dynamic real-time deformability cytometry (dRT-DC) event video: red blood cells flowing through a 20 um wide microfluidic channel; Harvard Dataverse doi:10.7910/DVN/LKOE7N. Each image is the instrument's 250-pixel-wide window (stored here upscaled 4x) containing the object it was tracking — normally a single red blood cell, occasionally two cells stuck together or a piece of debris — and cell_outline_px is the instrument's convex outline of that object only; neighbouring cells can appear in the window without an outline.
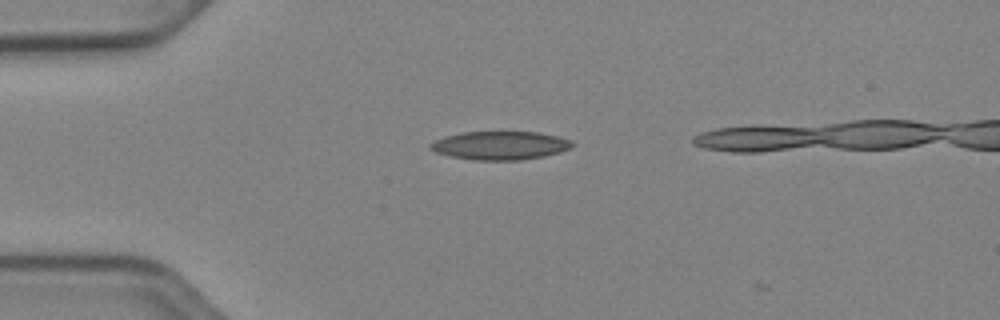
{"species": "Egyptian fruit bat (a non-hibernating species)", "species_latin": "Rousettus aegyptiacus", "temperature_condition": "cold", "stored_images_in_passage": 2, "camera_frame_rate_fps": 3000, "um_per_image_px": 0.085, "animal": {"sex": "female"}, "frame": {"image": 1, "passage_image": 1, "time_ms": 0.0, "image_size_px": [1000, 320], "cell_outline_px": [[576, 144], [572, 148], [560, 152], [544, 156], [520, 160], [472, 160], [448, 156], [436, 152], [428, 148], [428, 144], [444, 136], [464, 132], [540, 132], [560, 136], [572, 140]], "centroid_in_image_um": [42.54, 12.36], "position_along_channel_um": 42.5, "area_um2": 23.87}}